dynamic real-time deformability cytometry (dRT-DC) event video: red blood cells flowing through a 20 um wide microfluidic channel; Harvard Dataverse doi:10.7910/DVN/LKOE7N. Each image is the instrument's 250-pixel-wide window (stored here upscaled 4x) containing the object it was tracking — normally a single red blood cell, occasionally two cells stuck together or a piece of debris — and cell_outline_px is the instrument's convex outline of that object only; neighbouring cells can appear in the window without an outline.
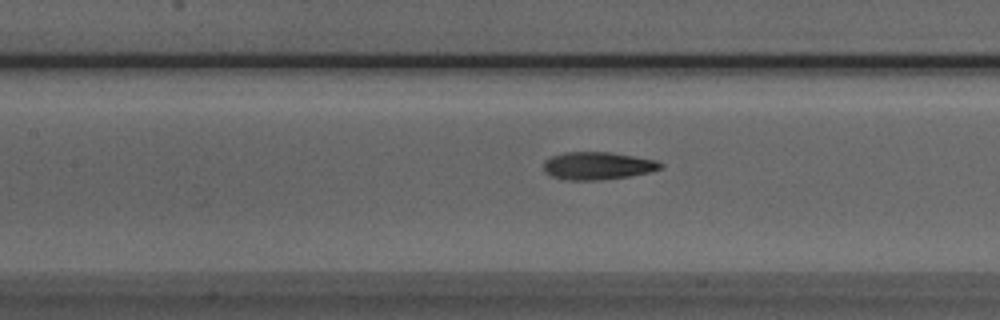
{"species": "Egyptian fruit bat (a non-hibernating species)", "species_latin": "Rousettus aegyptiacus", "temperature_condition": "room temperature", "stored_images_in_passage": 36, "camera_frame_rate_fps": 3000, "um_per_image_px": 0.085, "animal": {"sex": "male"}, "frame": {"image": 1, "passage_image": 7, "time_ms": 2.0, "image_size_px": [1000, 320], "cell_outline_px": [[664, 168], [648, 172], [628, 176], [600, 180], [568, 180], [552, 176], [544, 172], [544, 160], [552, 156], [564, 152], [612, 152], [656, 160], [664, 164]], "centroid_in_image_um": [50.81, 14.08], "position_along_channel_um": 156.6, "area_um2": 18.9}}
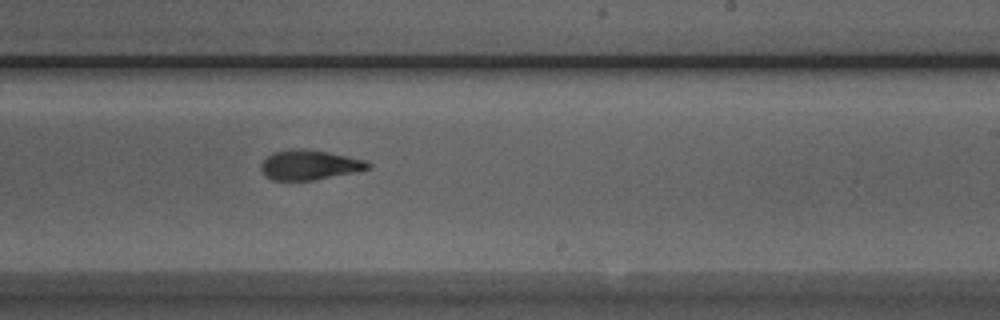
{"frame": {"image": 2, "passage_image": 15, "time_ms": 4.667, "image_size_px": [1000, 320], "cell_outline_px": [[372, 168], [356, 172], [312, 180], [272, 180], [264, 176], [260, 168], [260, 164], [272, 152], [288, 148], [304, 148], [328, 152], [348, 156], [364, 160], [372, 164]], "centroid_in_image_um": [26.29, 14.01], "position_along_channel_um": 262.7, "area_um2": 18.84}}
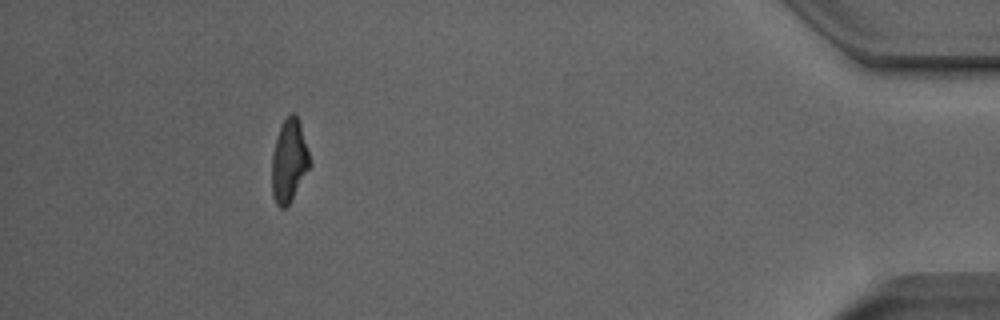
{"frame": {"image": 3, "passage_image": 31, "time_ms": 10.0, "image_size_px": [1000, 320], "cell_outline_px": [[312, 164], [288, 204], [284, 208], [280, 208], [276, 204], [272, 196], [272, 156], [276, 136], [284, 120], [292, 112], [296, 116], [300, 124]], "centroid_in_image_um": [24.56, 13.69], "position_along_channel_um": 410.6, "area_um2": 18.03}}